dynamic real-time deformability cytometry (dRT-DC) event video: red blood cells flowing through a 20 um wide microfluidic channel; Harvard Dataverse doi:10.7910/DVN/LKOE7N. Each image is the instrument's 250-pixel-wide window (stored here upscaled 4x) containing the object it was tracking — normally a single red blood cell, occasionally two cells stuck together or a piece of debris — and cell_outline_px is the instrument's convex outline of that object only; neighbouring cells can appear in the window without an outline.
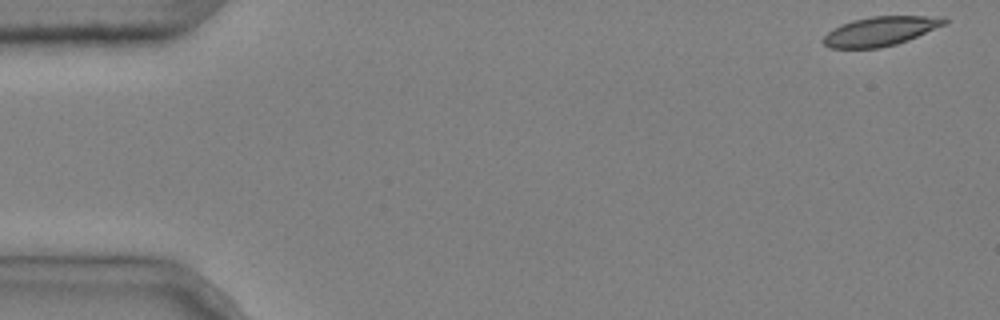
{"species": "common noctule bat (a hibernating species)", "species_latin": "Nyctalus noctula", "temperature_condition": "cold", "stored_images_in_passage": 5, "camera_frame_rate_fps": 3000, "um_per_image_px": 0.085, "animal": {"sex": "male", "body_mass_g": 20.4}, "frame": {"image": 1, "passage_image": 1, "time_ms": 0.0, "image_size_px": [1000, 320], "cell_outline_px": [[948, 20], [944, 24], [908, 40], [896, 44], [880, 48], [828, 48], [824, 44], [824, 36], [832, 28], [840, 24], [852, 20], [872, 16], [944, 16]], "centroid_in_image_um": [74.81, 2.64], "position_along_channel_um": 10.2, "area_um2": 20.58}}
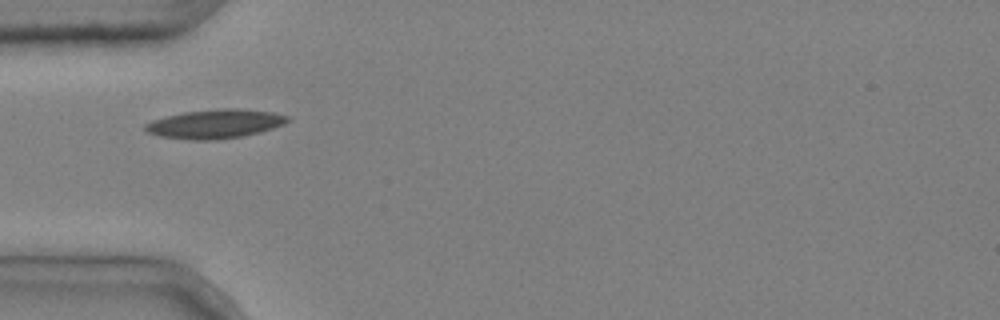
{"frame": {"image": 2, "passage_image": 5, "time_ms": 1.333, "image_size_px": [1000, 320], "cell_outline_px": [[288, 120], [284, 124], [260, 132], [244, 136], [216, 140], [188, 140], [160, 136], [148, 132], [144, 128], [144, 124], [152, 120], [184, 112], [224, 108], [240, 108], [272, 112], [288, 116]], "centroid_in_image_um": [18.28, 10.53], "position_along_channel_um": 66.7, "area_um2": 23.99}}